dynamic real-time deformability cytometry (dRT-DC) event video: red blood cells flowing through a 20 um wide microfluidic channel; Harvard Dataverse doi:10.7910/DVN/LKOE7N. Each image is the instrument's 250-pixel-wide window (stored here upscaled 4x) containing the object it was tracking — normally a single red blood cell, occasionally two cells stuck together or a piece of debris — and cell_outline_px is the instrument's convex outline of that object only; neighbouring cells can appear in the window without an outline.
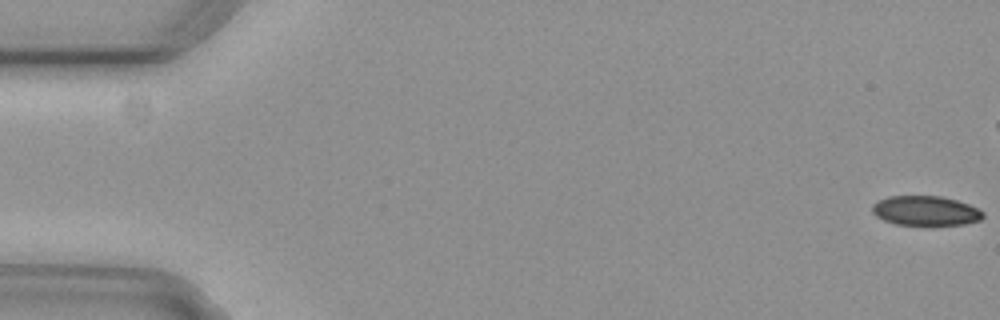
{"species": "common noctule bat (a hibernating species)", "species_latin": "Nyctalus noctula", "temperature_condition": "cold", "stored_images_in_passage": 2, "camera_frame_rate_fps": 3000, "um_per_image_px": 0.085, "animal": {"sex": "female", "body_mass_g": 29.2, "forearm_length_mm": 56.3}, "frame": {"image": 1, "passage_image": 1, "time_ms": 0.0, "image_size_px": [1000, 320], "cell_outline_px": [[984, 216], [980, 220], [964, 224], [896, 224], [884, 220], [876, 216], [872, 212], [872, 204], [876, 200], [888, 196], [940, 196], [956, 200], [968, 204], [984, 212]], "centroid_in_image_um": [78.64, 17.9], "position_along_channel_um": 6.4, "area_um2": 18.96}}